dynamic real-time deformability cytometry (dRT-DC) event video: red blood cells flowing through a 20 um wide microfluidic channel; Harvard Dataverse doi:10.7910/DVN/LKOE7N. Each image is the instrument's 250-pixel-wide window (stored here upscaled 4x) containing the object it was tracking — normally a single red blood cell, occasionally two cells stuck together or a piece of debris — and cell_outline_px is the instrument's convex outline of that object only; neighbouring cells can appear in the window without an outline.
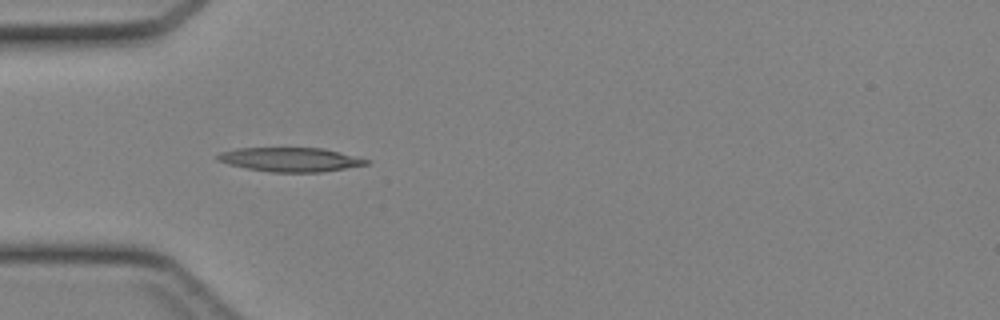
{"species": "Egyptian fruit bat (a non-hibernating species)", "species_latin": "Rousettus aegyptiacus", "temperature_condition": "cold", "stored_images_in_passage": 43, "camera_frame_rate_fps": 3000, "um_per_image_px": 0.085, "animal": {"sex": "female"}, "frame": {"image": 1, "passage_image": 13, "time_ms": 4.0, "image_size_px": [1000, 320], "cell_outline_px": [[372, 160], [368, 164], [320, 172], [268, 172], [228, 164], [216, 160], [216, 156], [220, 152], [236, 148], [324, 148]], "centroid_in_image_um": [24.67, 13.55], "position_along_channel_um": 60.3, "area_um2": 20.87}}
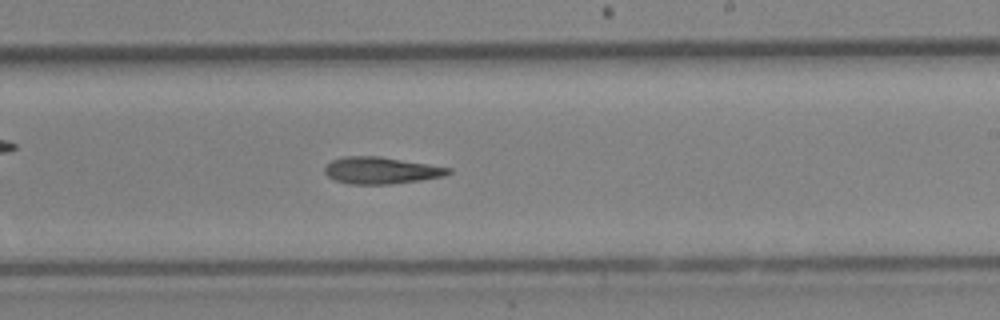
{"frame": {"image": 2, "passage_image": 26, "time_ms": 8.333, "image_size_px": [1000, 320], "cell_outline_px": [[452, 172], [444, 176], [420, 180], [392, 184], [348, 184], [336, 180], [328, 176], [324, 172], [324, 168], [332, 160], [344, 156], [380, 156], [452, 168]], "centroid_in_image_um": [32.39, 14.48], "position_along_channel_um": 256.6, "area_um2": 19.31}}
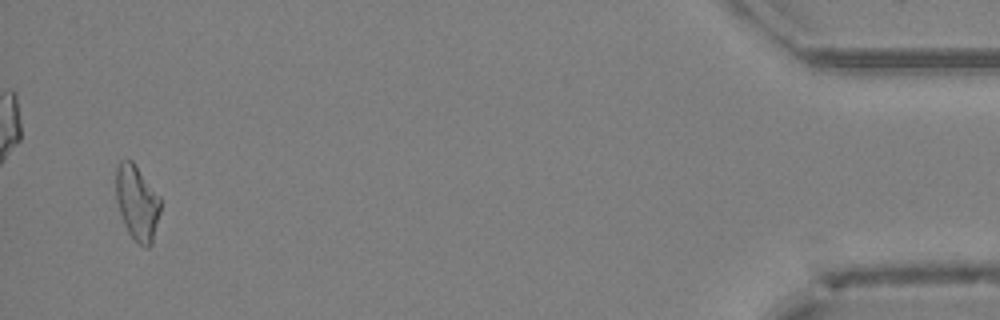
{"frame": {"image": 3, "passage_image": 42, "time_ms": 13.667, "image_size_px": [1000, 320], "cell_outline_px": [[160, 212], [152, 244], [148, 248], [144, 248], [128, 232], [124, 224], [116, 200], [116, 168], [120, 160], [132, 160], [160, 196]], "centroid_in_image_um": [11.66, 17.23], "position_along_channel_um": 423.5, "area_um2": 19.42}}